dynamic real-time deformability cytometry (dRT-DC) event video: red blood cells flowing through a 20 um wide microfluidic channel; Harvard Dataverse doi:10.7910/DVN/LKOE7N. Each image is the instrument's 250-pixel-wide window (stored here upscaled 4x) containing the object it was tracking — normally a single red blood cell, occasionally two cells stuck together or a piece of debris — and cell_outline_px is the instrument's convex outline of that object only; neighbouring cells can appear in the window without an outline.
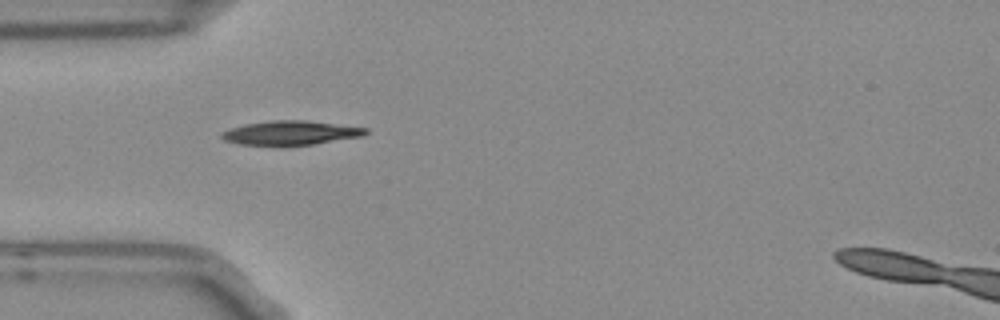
{"species": "Egyptian fruit bat (a non-hibernating species)", "species_latin": "Rousettus aegyptiacus", "temperature_condition": "room temperature", "stored_images_in_passage": 6, "camera_frame_rate_fps": 3000, "um_per_image_px": 0.085, "frame": {"image": 1, "passage_image": 5, "time_ms": 1.333, "image_size_px": [1000, 320], "cell_outline_px": [[368, 132], [364, 136], [312, 144], [240, 144], [224, 140], [220, 136], [220, 132], [244, 124], [268, 120], [308, 120], [368, 128]], "centroid_in_image_um": [24.72, 11.26], "position_along_channel_um": 60.3, "area_um2": 20.0}}
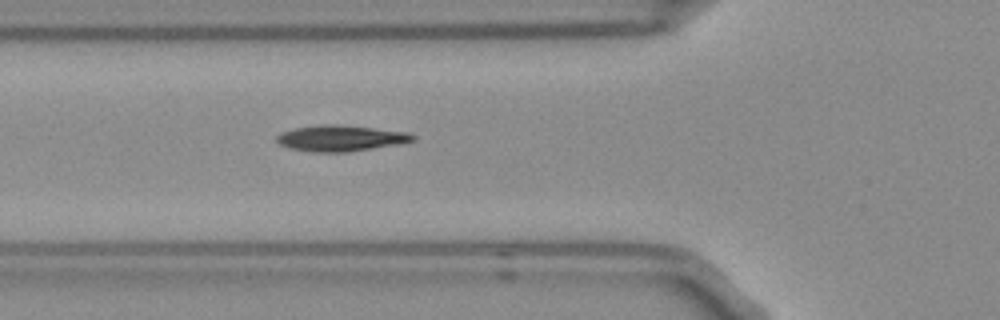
{"frame": {"image": 2, "passage_image": 6, "time_ms": 1.667, "image_size_px": [1000, 320], "cell_outline_px": [[416, 140], [400, 144], [348, 152], [316, 152], [292, 148], [280, 144], [276, 140], [276, 136], [280, 132], [292, 128], [324, 124], [340, 124], [412, 132], [416, 136]], "centroid_in_image_um": [29.02, 11.73], "position_along_channel_um": 96.8, "area_um2": 20.87}}